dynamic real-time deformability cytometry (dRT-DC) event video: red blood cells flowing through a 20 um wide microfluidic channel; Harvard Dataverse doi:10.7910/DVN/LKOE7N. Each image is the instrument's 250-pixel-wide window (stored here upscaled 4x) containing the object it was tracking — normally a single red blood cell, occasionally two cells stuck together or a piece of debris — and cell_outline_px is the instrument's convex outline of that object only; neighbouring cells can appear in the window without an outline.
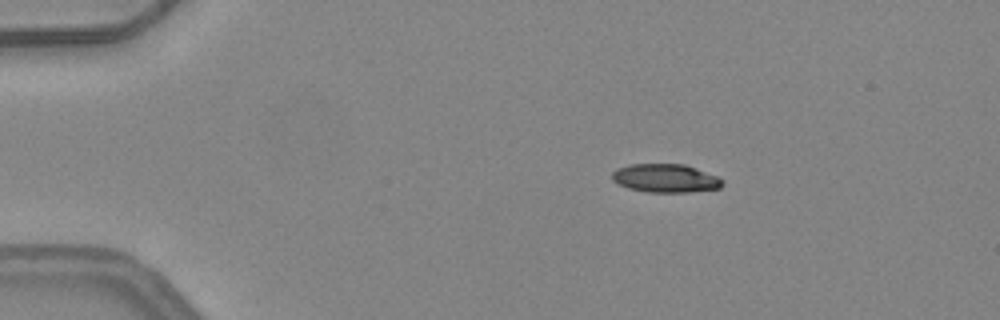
{"species": "common noctule bat (a hibernating species)", "species_latin": "Nyctalus noctula", "temperature_condition": "warm", "stored_images_in_passage": 3, "camera_frame_rate_fps": 3000, "um_per_image_px": 0.085, "animal": {"sex": "female", "body_mass_g": 24.6, "forearm_length_mm": 56.2}, "frame": {"image": 1, "passage_image": 1, "time_ms": 0.0, "image_size_px": [1000, 320], "cell_outline_px": [[724, 184], [720, 188], [688, 192], [648, 192], [628, 188], [616, 184], [612, 180], [612, 172], [616, 168], [628, 164], [684, 164], [696, 168], [716, 176], [724, 180]], "centroid_in_image_um": [56.53, 15.15], "position_along_channel_um": 28.5, "area_um2": 18.44}}
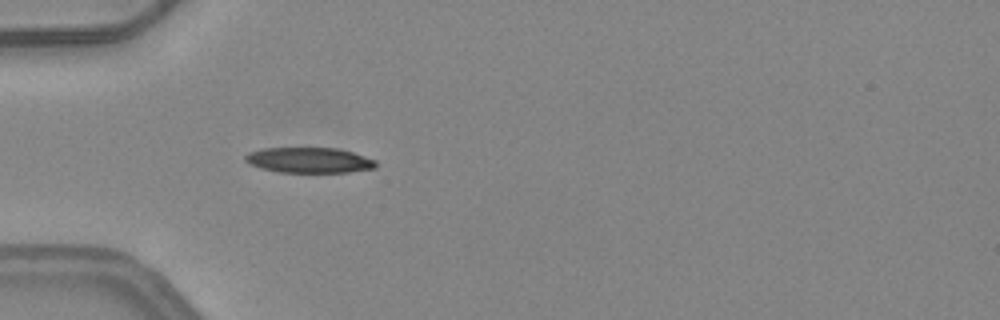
{"frame": {"image": 2, "passage_image": 3, "time_ms": 0.667, "image_size_px": [1000, 320], "cell_outline_px": [[376, 168], [348, 172], [280, 172], [260, 168], [248, 164], [244, 160], [244, 156], [248, 152], [264, 148], [336, 148], [352, 152], [376, 160]], "centroid_in_image_um": [26.24, 13.61], "position_along_channel_um": 58.8, "area_um2": 19.36}}